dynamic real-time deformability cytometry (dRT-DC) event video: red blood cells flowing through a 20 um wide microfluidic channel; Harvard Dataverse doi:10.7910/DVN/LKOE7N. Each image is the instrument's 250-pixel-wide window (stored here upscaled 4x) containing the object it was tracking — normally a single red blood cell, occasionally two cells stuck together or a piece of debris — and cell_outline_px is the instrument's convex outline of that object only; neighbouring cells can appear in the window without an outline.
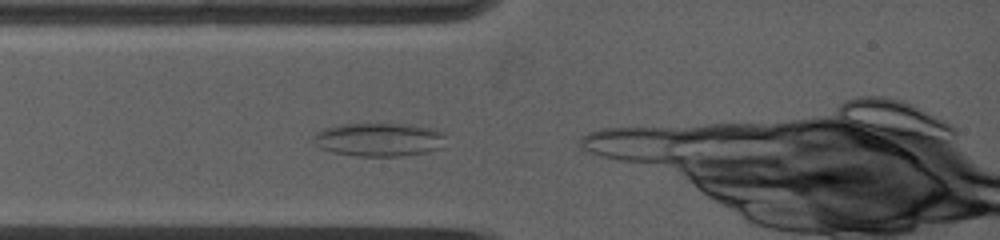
{"species": "common noctule bat (a hibernating species)", "species_latin": "Nyctalus noctula", "temperature_condition": "warm", "stored_images_in_passage": 7, "camera_frame_rate_fps": 5000, "um_per_image_px": 0.085, "animal": {"sex": "female", "body_mass_g": 19.0, "forearm_length_mm": 53.3}, "frame": {"image": 1, "passage_image": 2, "time_ms": 0.4, "image_size_px": [1000, 240], "cell_outline_px": [[448, 132], [440, 148], [424, 152], [400, 156], [356, 156], [332, 152], [320, 148], [312, 140], [312, 136], [316, 132], [324, 128], [336, 124], [408, 124], [432, 128]], "centroid_in_image_um": [32.2, 11.85], "position_along_channel_um": 52.8, "area_um2": 26.07}}